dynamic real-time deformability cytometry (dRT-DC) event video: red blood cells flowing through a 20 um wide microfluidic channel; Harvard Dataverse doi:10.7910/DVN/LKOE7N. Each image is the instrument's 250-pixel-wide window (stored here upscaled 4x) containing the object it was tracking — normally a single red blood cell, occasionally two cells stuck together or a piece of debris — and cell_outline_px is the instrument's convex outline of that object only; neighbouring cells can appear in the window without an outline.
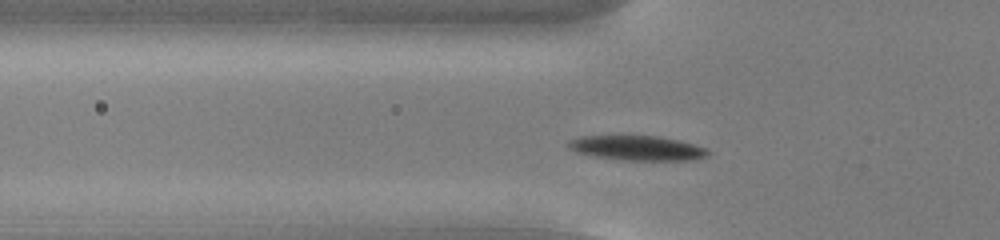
{"species": "common noctule bat (a hibernating species)", "species_latin": "Nyctalus noctula", "temperature_condition": "cold", "stored_images_in_passage": 45, "camera_frame_rate_fps": 3000, "um_per_image_px": 0.085, "animal": {"sex": "male", "body_mass_g": 13.0, "forearm_length_mm": 53.1}, "frame": {"image": 1, "passage_image": 9, "time_ms": 2.667, "image_size_px": [1000, 240], "cell_outline_px": [[712, 152], [708, 156], [692, 160], [624, 160], [592, 156], [576, 152], [568, 148], [568, 140], [580, 136], [656, 136], [680, 140], [708, 148]], "centroid_in_image_um": [54.19, 12.58], "position_along_channel_um": 71.6, "area_um2": 20.29}}
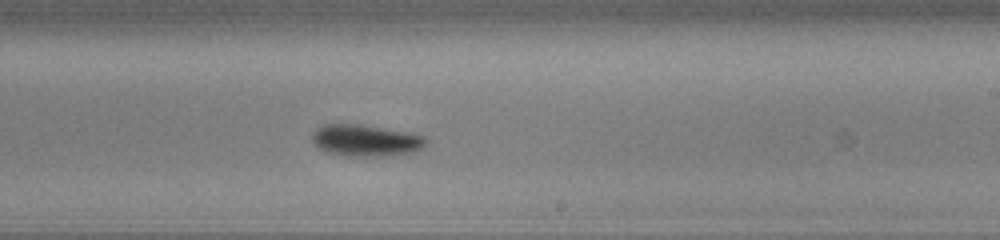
{"frame": {"image": 2, "passage_image": 24, "time_ms": 7.667, "image_size_px": [1000, 240], "cell_outline_px": [[428, 140], [416, 152], [392, 156], [348, 156], [328, 152], [320, 148], [312, 140], [312, 136], [316, 128], [324, 124], [356, 124], [404, 132], [424, 136]], "centroid_in_image_um": [31.09, 11.95], "position_along_channel_um": 257.9, "area_um2": 20.69}}
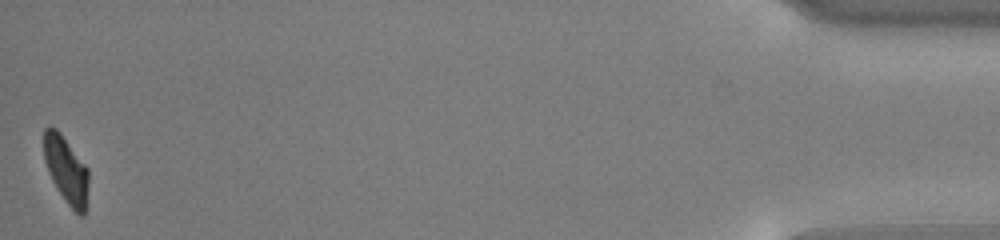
{"frame": {"image": 3, "passage_image": 45, "time_ms": 14.667, "image_size_px": [1000, 240], "cell_outline_px": [[88, 184], [84, 216], [80, 216], [68, 204], [56, 188], [48, 172], [44, 160], [44, 128], [56, 128], [60, 132], [88, 168]], "centroid_in_image_um": [5.62, 14.44], "position_along_channel_um": 429.6, "area_um2": 17.22}, "authors_computed_cell_mechanics": {"area_um2": 19.9988, "velocity_mm_per_s": 3.7481, "shape_relaxation_time_tau1_ms": 1.4846, "shape_relaxation_time_tau2_ms": null, "deformation_change_tau1": 0.1278, "deformation_change_tau2": null}}